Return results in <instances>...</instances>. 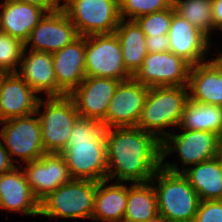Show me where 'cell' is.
<instances>
[{"label":"cell","instance_id":"1","mask_svg":"<svg viewBox=\"0 0 222 222\" xmlns=\"http://www.w3.org/2000/svg\"><path fill=\"white\" fill-rule=\"evenodd\" d=\"M107 179L150 182L162 163V142L138 127L106 128Z\"/></svg>","mask_w":222,"mask_h":222},{"label":"cell","instance_id":"2","mask_svg":"<svg viewBox=\"0 0 222 222\" xmlns=\"http://www.w3.org/2000/svg\"><path fill=\"white\" fill-rule=\"evenodd\" d=\"M106 128L96 119L79 116L70 132L67 147L60 153L73 179H107Z\"/></svg>","mask_w":222,"mask_h":222},{"label":"cell","instance_id":"3","mask_svg":"<svg viewBox=\"0 0 222 222\" xmlns=\"http://www.w3.org/2000/svg\"><path fill=\"white\" fill-rule=\"evenodd\" d=\"M188 100V86L149 87L136 127L154 134L162 142L170 134L164 128L179 126Z\"/></svg>","mask_w":222,"mask_h":222},{"label":"cell","instance_id":"4","mask_svg":"<svg viewBox=\"0 0 222 222\" xmlns=\"http://www.w3.org/2000/svg\"><path fill=\"white\" fill-rule=\"evenodd\" d=\"M150 182L156 192L158 215L168 222H193L200 199L182 173L160 167Z\"/></svg>","mask_w":222,"mask_h":222},{"label":"cell","instance_id":"5","mask_svg":"<svg viewBox=\"0 0 222 222\" xmlns=\"http://www.w3.org/2000/svg\"><path fill=\"white\" fill-rule=\"evenodd\" d=\"M97 181L72 179L40 201L39 215L49 218L92 220Z\"/></svg>","mask_w":222,"mask_h":222},{"label":"cell","instance_id":"6","mask_svg":"<svg viewBox=\"0 0 222 222\" xmlns=\"http://www.w3.org/2000/svg\"><path fill=\"white\" fill-rule=\"evenodd\" d=\"M44 112H41V107ZM36 115L41 123L42 143L47 153H61L67 147L70 132L80 116L69 95L39 100Z\"/></svg>","mask_w":222,"mask_h":222},{"label":"cell","instance_id":"7","mask_svg":"<svg viewBox=\"0 0 222 222\" xmlns=\"http://www.w3.org/2000/svg\"><path fill=\"white\" fill-rule=\"evenodd\" d=\"M182 130L179 134L171 132L163 139L161 167L171 172L182 173L185 170L184 165L193 166L217 156L218 134L202 130ZM172 152L178 153L183 164L181 170L175 162H163Z\"/></svg>","mask_w":222,"mask_h":222},{"label":"cell","instance_id":"8","mask_svg":"<svg viewBox=\"0 0 222 222\" xmlns=\"http://www.w3.org/2000/svg\"><path fill=\"white\" fill-rule=\"evenodd\" d=\"M63 10L80 36L114 33L121 20L119 0H65Z\"/></svg>","mask_w":222,"mask_h":222},{"label":"cell","instance_id":"9","mask_svg":"<svg viewBox=\"0 0 222 222\" xmlns=\"http://www.w3.org/2000/svg\"><path fill=\"white\" fill-rule=\"evenodd\" d=\"M85 75L119 81L132 77L125 69L120 41L115 32L85 36Z\"/></svg>","mask_w":222,"mask_h":222},{"label":"cell","instance_id":"10","mask_svg":"<svg viewBox=\"0 0 222 222\" xmlns=\"http://www.w3.org/2000/svg\"><path fill=\"white\" fill-rule=\"evenodd\" d=\"M35 116L36 113L0 122L3 125L0 137L13 163H29L47 153L42 143L41 123ZM13 155L20 159H13Z\"/></svg>","mask_w":222,"mask_h":222},{"label":"cell","instance_id":"11","mask_svg":"<svg viewBox=\"0 0 222 222\" xmlns=\"http://www.w3.org/2000/svg\"><path fill=\"white\" fill-rule=\"evenodd\" d=\"M191 66L170 51L147 53L132 77L148 87L188 86Z\"/></svg>","mask_w":222,"mask_h":222},{"label":"cell","instance_id":"12","mask_svg":"<svg viewBox=\"0 0 222 222\" xmlns=\"http://www.w3.org/2000/svg\"><path fill=\"white\" fill-rule=\"evenodd\" d=\"M75 25L66 12L61 9L46 13L40 22L33 28L29 39L25 42L28 50L55 53L79 37Z\"/></svg>","mask_w":222,"mask_h":222},{"label":"cell","instance_id":"13","mask_svg":"<svg viewBox=\"0 0 222 222\" xmlns=\"http://www.w3.org/2000/svg\"><path fill=\"white\" fill-rule=\"evenodd\" d=\"M149 87L133 77L120 81L112 97L106 114V128L136 127Z\"/></svg>","mask_w":222,"mask_h":222},{"label":"cell","instance_id":"14","mask_svg":"<svg viewBox=\"0 0 222 222\" xmlns=\"http://www.w3.org/2000/svg\"><path fill=\"white\" fill-rule=\"evenodd\" d=\"M120 81L108 77H85L69 96L81 117L96 119L106 128V114Z\"/></svg>","mask_w":222,"mask_h":222},{"label":"cell","instance_id":"15","mask_svg":"<svg viewBox=\"0 0 222 222\" xmlns=\"http://www.w3.org/2000/svg\"><path fill=\"white\" fill-rule=\"evenodd\" d=\"M23 170L28 185L39 202L73 179L60 153H46L40 159L25 163Z\"/></svg>","mask_w":222,"mask_h":222},{"label":"cell","instance_id":"16","mask_svg":"<svg viewBox=\"0 0 222 222\" xmlns=\"http://www.w3.org/2000/svg\"><path fill=\"white\" fill-rule=\"evenodd\" d=\"M17 73L0 74V122L36 113L41 97Z\"/></svg>","mask_w":222,"mask_h":222},{"label":"cell","instance_id":"17","mask_svg":"<svg viewBox=\"0 0 222 222\" xmlns=\"http://www.w3.org/2000/svg\"><path fill=\"white\" fill-rule=\"evenodd\" d=\"M169 51L184 58L192 66L205 62L212 38H208L190 22L174 14L167 34ZM210 46V47H209Z\"/></svg>","mask_w":222,"mask_h":222},{"label":"cell","instance_id":"18","mask_svg":"<svg viewBox=\"0 0 222 222\" xmlns=\"http://www.w3.org/2000/svg\"><path fill=\"white\" fill-rule=\"evenodd\" d=\"M28 55H27V54ZM17 74L38 94L47 97L67 95L58 85L52 53L24 48Z\"/></svg>","mask_w":222,"mask_h":222},{"label":"cell","instance_id":"19","mask_svg":"<svg viewBox=\"0 0 222 222\" xmlns=\"http://www.w3.org/2000/svg\"><path fill=\"white\" fill-rule=\"evenodd\" d=\"M21 167L23 165L0 175V208L27 216H40V202L32 193Z\"/></svg>","mask_w":222,"mask_h":222},{"label":"cell","instance_id":"20","mask_svg":"<svg viewBox=\"0 0 222 222\" xmlns=\"http://www.w3.org/2000/svg\"><path fill=\"white\" fill-rule=\"evenodd\" d=\"M189 100L222 106V63L218 58L191 66Z\"/></svg>","mask_w":222,"mask_h":222},{"label":"cell","instance_id":"21","mask_svg":"<svg viewBox=\"0 0 222 222\" xmlns=\"http://www.w3.org/2000/svg\"><path fill=\"white\" fill-rule=\"evenodd\" d=\"M57 85L69 95L85 79V36L52 54Z\"/></svg>","mask_w":222,"mask_h":222},{"label":"cell","instance_id":"22","mask_svg":"<svg viewBox=\"0 0 222 222\" xmlns=\"http://www.w3.org/2000/svg\"><path fill=\"white\" fill-rule=\"evenodd\" d=\"M0 31L25 43L33 28L47 13L43 8L17 0L0 4Z\"/></svg>","mask_w":222,"mask_h":222},{"label":"cell","instance_id":"23","mask_svg":"<svg viewBox=\"0 0 222 222\" xmlns=\"http://www.w3.org/2000/svg\"><path fill=\"white\" fill-rule=\"evenodd\" d=\"M108 181L106 179L97 182L92 220L95 222H123L127 206L128 187L123 182L106 185Z\"/></svg>","mask_w":222,"mask_h":222},{"label":"cell","instance_id":"24","mask_svg":"<svg viewBox=\"0 0 222 222\" xmlns=\"http://www.w3.org/2000/svg\"><path fill=\"white\" fill-rule=\"evenodd\" d=\"M182 174L200 201L222 200V162L217 157L187 167Z\"/></svg>","mask_w":222,"mask_h":222},{"label":"cell","instance_id":"25","mask_svg":"<svg viewBox=\"0 0 222 222\" xmlns=\"http://www.w3.org/2000/svg\"><path fill=\"white\" fill-rule=\"evenodd\" d=\"M115 33L120 41L125 69L133 76L148 53L146 36L135 20L122 18Z\"/></svg>","mask_w":222,"mask_h":222},{"label":"cell","instance_id":"26","mask_svg":"<svg viewBox=\"0 0 222 222\" xmlns=\"http://www.w3.org/2000/svg\"><path fill=\"white\" fill-rule=\"evenodd\" d=\"M158 215L156 192L151 182L132 183L128 187L123 222H142Z\"/></svg>","mask_w":222,"mask_h":222},{"label":"cell","instance_id":"27","mask_svg":"<svg viewBox=\"0 0 222 222\" xmlns=\"http://www.w3.org/2000/svg\"><path fill=\"white\" fill-rule=\"evenodd\" d=\"M180 129L222 133V106L188 100L182 114Z\"/></svg>","mask_w":222,"mask_h":222},{"label":"cell","instance_id":"28","mask_svg":"<svg viewBox=\"0 0 222 222\" xmlns=\"http://www.w3.org/2000/svg\"><path fill=\"white\" fill-rule=\"evenodd\" d=\"M176 14L190 22L208 38L212 35V0H173Z\"/></svg>","mask_w":222,"mask_h":222},{"label":"cell","instance_id":"29","mask_svg":"<svg viewBox=\"0 0 222 222\" xmlns=\"http://www.w3.org/2000/svg\"><path fill=\"white\" fill-rule=\"evenodd\" d=\"M24 48L20 39L0 31V74L17 73Z\"/></svg>","mask_w":222,"mask_h":222},{"label":"cell","instance_id":"30","mask_svg":"<svg viewBox=\"0 0 222 222\" xmlns=\"http://www.w3.org/2000/svg\"><path fill=\"white\" fill-rule=\"evenodd\" d=\"M173 6V0H119L120 17L135 20L138 17Z\"/></svg>","mask_w":222,"mask_h":222},{"label":"cell","instance_id":"31","mask_svg":"<svg viewBox=\"0 0 222 222\" xmlns=\"http://www.w3.org/2000/svg\"><path fill=\"white\" fill-rule=\"evenodd\" d=\"M174 6L135 19L146 37L167 35L175 14Z\"/></svg>","mask_w":222,"mask_h":222},{"label":"cell","instance_id":"32","mask_svg":"<svg viewBox=\"0 0 222 222\" xmlns=\"http://www.w3.org/2000/svg\"><path fill=\"white\" fill-rule=\"evenodd\" d=\"M193 222H222V200L200 201Z\"/></svg>","mask_w":222,"mask_h":222},{"label":"cell","instance_id":"33","mask_svg":"<svg viewBox=\"0 0 222 222\" xmlns=\"http://www.w3.org/2000/svg\"><path fill=\"white\" fill-rule=\"evenodd\" d=\"M145 44L148 53L167 52L170 48L169 39L167 35H160L157 37H146Z\"/></svg>","mask_w":222,"mask_h":222},{"label":"cell","instance_id":"34","mask_svg":"<svg viewBox=\"0 0 222 222\" xmlns=\"http://www.w3.org/2000/svg\"><path fill=\"white\" fill-rule=\"evenodd\" d=\"M17 1L39 6L43 8L47 13H49L63 9L64 4L61 5V1L65 0H17Z\"/></svg>","mask_w":222,"mask_h":222},{"label":"cell","instance_id":"35","mask_svg":"<svg viewBox=\"0 0 222 222\" xmlns=\"http://www.w3.org/2000/svg\"><path fill=\"white\" fill-rule=\"evenodd\" d=\"M15 166L0 137V175L10 172Z\"/></svg>","mask_w":222,"mask_h":222},{"label":"cell","instance_id":"36","mask_svg":"<svg viewBox=\"0 0 222 222\" xmlns=\"http://www.w3.org/2000/svg\"><path fill=\"white\" fill-rule=\"evenodd\" d=\"M213 29L222 31V0H212Z\"/></svg>","mask_w":222,"mask_h":222},{"label":"cell","instance_id":"37","mask_svg":"<svg viewBox=\"0 0 222 222\" xmlns=\"http://www.w3.org/2000/svg\"><path fill=\"white\" fill-rule=\"evenodd\" d=\"M216 157L222 162V133L218 135V146H217Z\"/></svg>","mask_w":222,"mask_h":222},{"label":"cell","instance_id":"38","mask_svg":"<svg viewBox=\"0 0 222 222\" xmlns=\"http://www.w3.org/2000/svg\"><path fill=\"white\" fill-rule=\"evenodd\" d=\"M142 222H168L164 217H162L161 215H157L155 218L151 219V220H146V221H142Z\"/></svg>","mask_w":222,"mask_h":222},{"label":"cell","instance_id":"39","mask_svg":"<svg viewBox=\"0 0 222 222\" xmlns=\"http://www.w3.org/2000/svg\"><path fill=\"white\" fill-rule=\"evenodd\" d=\"M218 55H217V58H218V60L222 63V52L220 53H217Z\"/></svg>","mask_w":222,"mask_h":222}]
</instances>
